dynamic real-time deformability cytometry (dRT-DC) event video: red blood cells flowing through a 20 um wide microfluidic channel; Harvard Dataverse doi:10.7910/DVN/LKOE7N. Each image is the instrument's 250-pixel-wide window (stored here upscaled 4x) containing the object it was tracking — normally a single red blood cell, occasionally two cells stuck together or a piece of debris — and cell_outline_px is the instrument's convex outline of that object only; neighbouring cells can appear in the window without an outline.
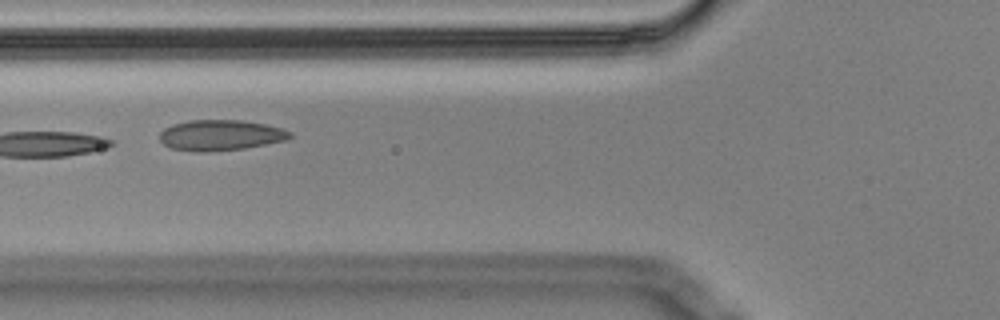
{"species": "Egyptian fruit bat (a non-hibernating species)", "species_latin": "Rousettus aegyptiacus", "temperature_condition": "cold", "stored_images_in_passage": 8, "camera_frame_rate_fps": 3000, "um_per_image_px": 0.085, "animal": {"sex": "male"}, "frame": {"image": 1, "passage_image": 6, "time_ms": 1.667, "image_size_px": [1000, 320], "cell_outline_px": [[292, 136], [288, 140], [244, 148], [208, 152], [196, 152], [172, 148], [164, 144], [160, 140], [160, 132], [164, 128], [172, 124], [188, 120], [240, 120], [264, 124], [280, 128], [292, 132]], "centroid_in_image_um": [18.73, 11.49], "position_along_channel_um": 107.1, "area_um2": 23.29}}
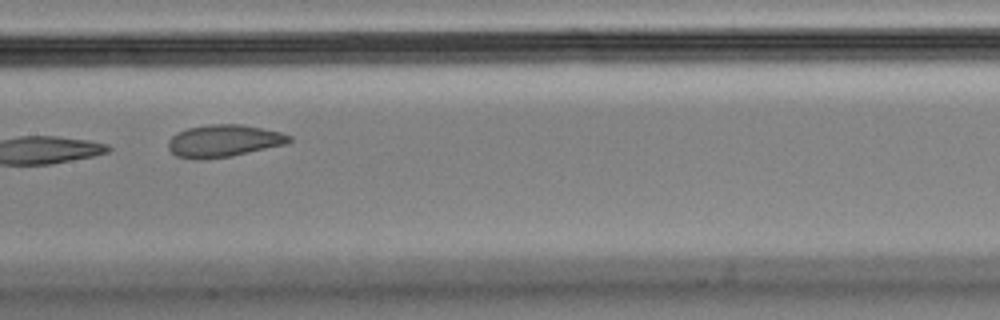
{"frame": {"image": 2, "passage_image": 8, "time_ms": 2.333, "image_size_px": [1000, 320], "cell_outline_px": [[292, 140], [284, 144], [232, 156], [200, 160], [192, 160], [176, 156], [168, 148], [168, 140], [176, 132], [188, 128], [208, 124], [240, 124], [280, 132], [292, 136]], "centroid_in_image_um": [18.96, 11.98], "position_along_channel_um": 188.4, "area_um2": 22.77}}